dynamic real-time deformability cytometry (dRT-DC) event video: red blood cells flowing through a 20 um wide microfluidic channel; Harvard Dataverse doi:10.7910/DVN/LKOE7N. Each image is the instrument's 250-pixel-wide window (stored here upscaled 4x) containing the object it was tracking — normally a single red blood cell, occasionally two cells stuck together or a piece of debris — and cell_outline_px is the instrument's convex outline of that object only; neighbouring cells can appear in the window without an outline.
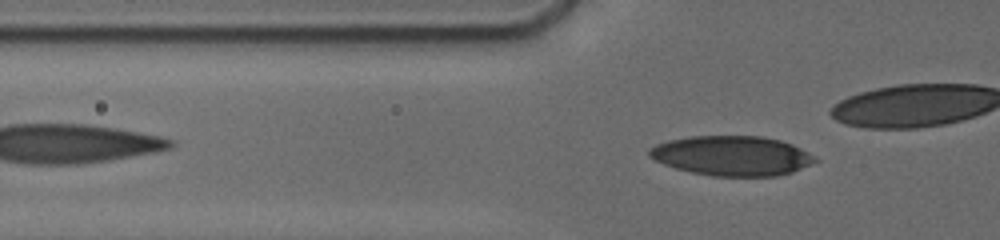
{"species": "human", "species_latin": "Homo sapiens", "temperature_condition": "cold", "stored_images_in_passage": 40, "camera_frame_rate_fps": 3000, "um_per_image_px": 0.085, "donor": {"sex": "male"}, "frame": {"image": 1, "passage_image": 12, "time_ms": 6.333, "image_size_px": [1000, 240], "cell_outline_px": [[820, 160], [792, 172], [776, 176], [712, 176], [692, 172], [676, 168], [664, 164], [648, 156], [648, 148], [656, 144], [668, 140], [692, 136], [760, 136], [780, 140], [792, 144], [808, 152]], "centroid_in_image_um": [62.21, 13.24], "position_along_channel_um": 63.6, "area_um2": 38.38}}
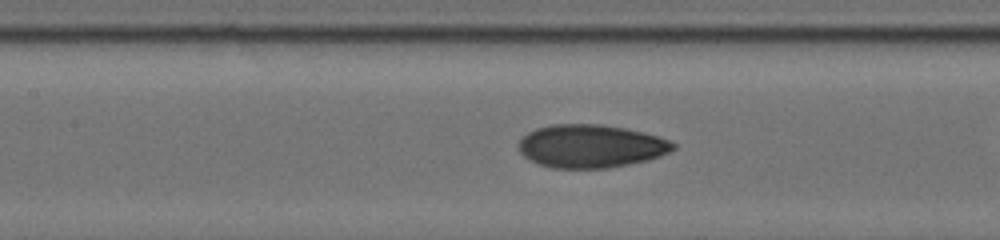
{"frame": {"image": 2, "passage_image": 20, "time_ms": 9.0, "image_size_px": [1000, 240], "cell_outline_px": [[676, 148], [660, 156], [648, 160], [608, 168], [552, 168], [540, 164], [524, 156], [520, 152], [520, 140], [528, 132], [536, 128], [552, 124], [600, 124], [624, 128], [656, 136], [668, 140], [676, 144]], "centroid_in_image_um": [50.22, 12.42], "position_along_channel_um": 157.2, "area_um2": 38.49}}
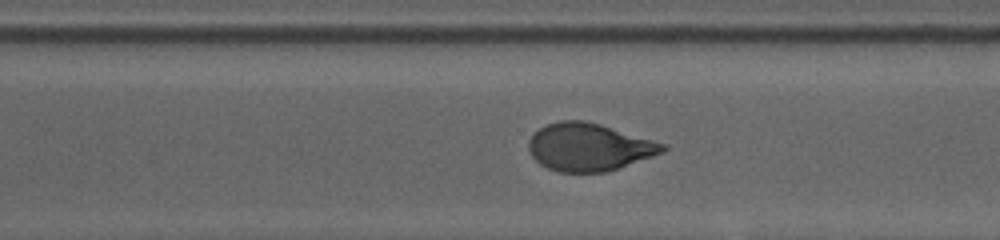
{"frame": {"image": 3, "passage_image": 34, "time_ms": 13.333, "image_size_px": [1000, 240], "cell_outline_px": [[668, 148], [652, 156], [608, 172], [560, 172], [548, 168], [540, 164], [532, 156], [528, 148], [528, 140], [540, 128], [548, 124], [560, 120], [584, 120], [600, 124], [668, 144]], "centroid_in_image_um": [50.07, 12.5], "position_along_channel_um": 320.5, "area_um2": 37.11}}